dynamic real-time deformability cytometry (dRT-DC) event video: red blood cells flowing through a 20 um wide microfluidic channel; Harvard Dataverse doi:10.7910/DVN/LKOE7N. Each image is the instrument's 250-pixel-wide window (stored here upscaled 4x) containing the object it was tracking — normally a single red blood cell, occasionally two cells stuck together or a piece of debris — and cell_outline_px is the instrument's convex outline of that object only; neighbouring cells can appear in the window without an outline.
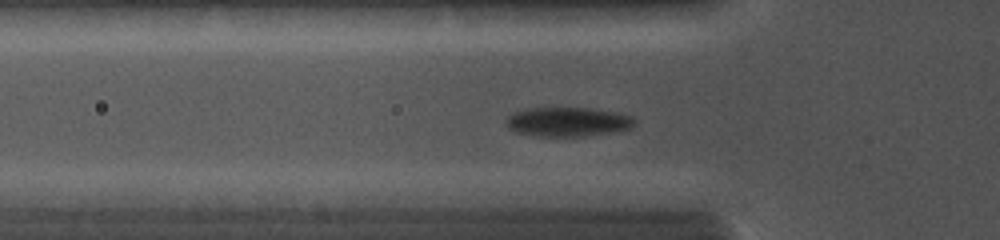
{"species": "common noctule bat (a hibernating species)", "species_latin": "Nyctalus noctula", "temperature_condition": "cold", "stored_images_in_passage": 45, "camera_frame_rate_fps": 5000, "um_per_image_px": 0.085, "animal": {"sex": "female", "body_mass_g": 19.0, "forearm_length_mm": 56.7}, "frame": {"image": 1, "passage_image": 19, "time_ms": 4.2, "image_size_px": [1000, 240], "cell_outline_px": [[636, 124], [632, 128], [584, 136], [536, 136], [516, 132], [508, 128], [504, 120], [512, 112], [528, 108], [592, 108], [616, 112], [632, 116], [636, 120]], "centroid_in_image_um": [48.24, 10.34], "position_along_channel_um": 77.6, "area_um2": 22.02}}
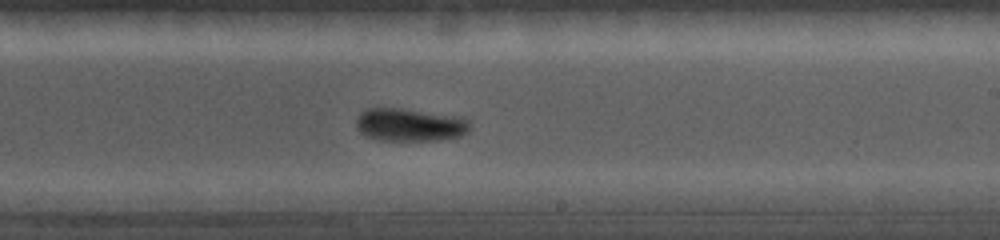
{"frame": {"image": 2, "passage_image": 32, "time_ms": 8.2, "image_size_px": [1000, 240], "cell_outline_px": [[472, 120], [468, 132], [460, 136], [440, 140], [380, 140], [364, 136], [356, 128], [356, 120], [360, 112], [364, 108], [400, 108], [464, 116]], "centroid_in_image_um": [34.87, 10.59], "position_along_channel_um": 254.1, "area_um2": 22.37}}
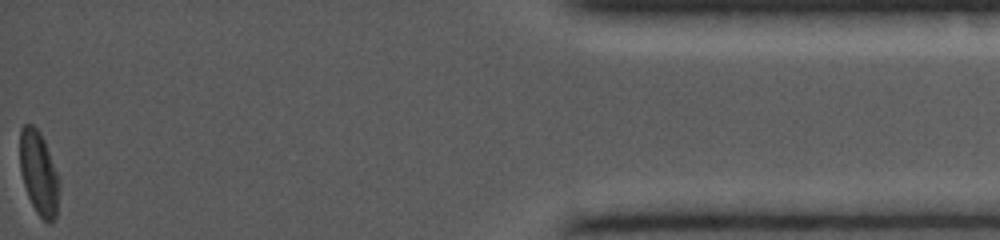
{"frame": {"image": 3, "passage_image": 45, "time_ms": 13.8, "image_size_px": [1000, 240], "cell_outline_px": [[60, 188], [56, 216], [48, 224], [36, 212], [28, 196], [20, 172], [20, 128], [24, 124], [32, 124], [40, 132], [44, 140], [60, 180]], "centroid_in_image_um": [3.3, 14.71], "position_along_channel_um": 431.9, "area_um2": 19.25}}